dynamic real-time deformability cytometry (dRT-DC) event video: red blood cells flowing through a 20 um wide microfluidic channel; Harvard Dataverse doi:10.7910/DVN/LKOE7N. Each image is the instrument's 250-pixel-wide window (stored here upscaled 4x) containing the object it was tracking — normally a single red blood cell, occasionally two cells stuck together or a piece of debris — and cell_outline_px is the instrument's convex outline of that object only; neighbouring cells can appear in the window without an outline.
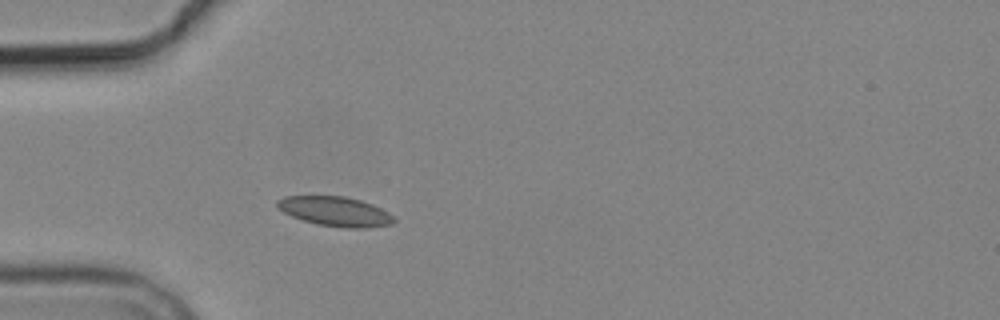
{"species": "common noctule bat (a hibernating species)", "species_latin": "Nyctalus noctula", "temperature_condition": "cold", "stored_images_in_passage": 4, "camera_frame_rate_fps": 3000, "um_per_image_px": 0.085, "animal": {"sex": "male", "body_mass_g": 19.2, "forearm_length_mm": 51.8}, "frame": {"image": 1, "passage_image": 4, "time_ms": 3.667, "image_size_px": [1000, 320], "cell_outline_px": [[396, 220], [392, 224], [364, 228], [344, 228], [316, 224], [292, 216], [284, 212], [276, 204], [276, 200], [284, 196], [344, 196], [360, 200], [372, 204], [388, 212]], "centroid_in_image_um": [28.5, 17.97], "position_along_channel_um": 56.5, "area_um2": 20.0}}